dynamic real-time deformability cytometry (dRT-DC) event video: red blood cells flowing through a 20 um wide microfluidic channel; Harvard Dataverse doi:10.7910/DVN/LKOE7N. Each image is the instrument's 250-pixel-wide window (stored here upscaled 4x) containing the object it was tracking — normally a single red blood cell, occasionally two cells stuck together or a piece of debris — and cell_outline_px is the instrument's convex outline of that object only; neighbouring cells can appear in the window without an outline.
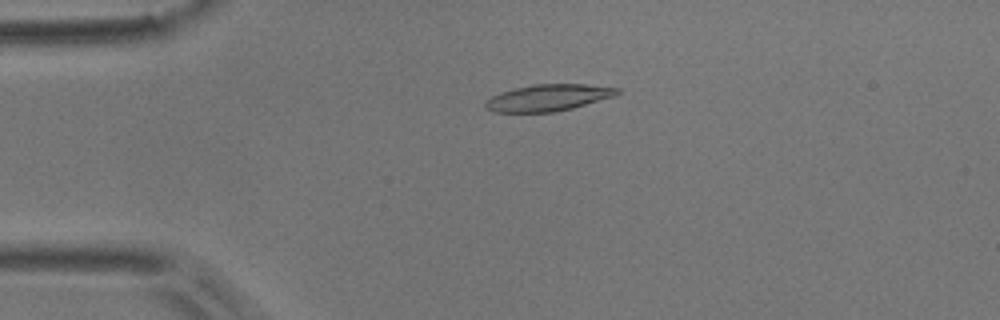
{"species": "common noctule bat (a hibernating species)", "species_latin": "Nyctalus noctula", "temperature_condition": "room temperature", "stored_images_in_passage": 3, "camera_frame_rate_fps": 3000, "um_per_image_px": 0.085, "animal": {"sex": "male", "body_mass_g": 17.9}, "frame": {"image": 1, "passage_image": 1, "time_ms": 0.0, "image_size_px": [1000, 320], "cell_outline_px": [[620, 92], [612, 96], [572, 108], [552, 112], [492, 112], [484, 108], [484, 104], [492, 96], [500, 92], [516, 88], [536, 84], [584, 84], [620, 88]], "centroid_in_image_um": [46.55, 8.3], "position_along_channel_um": 38.4, "area_um2": 20.17}}
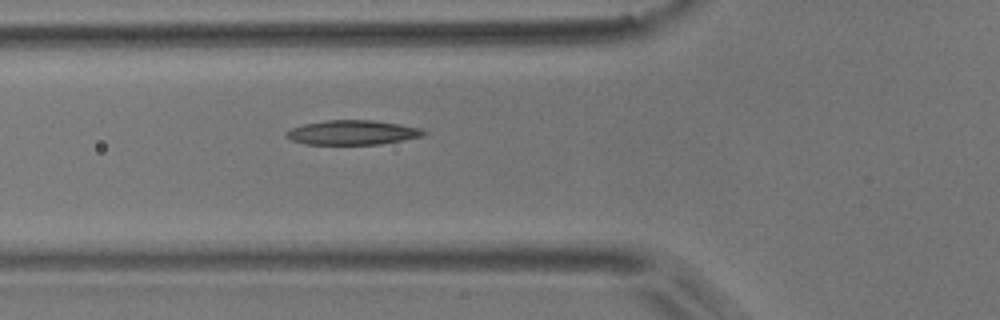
{"frame": {"image": 2, "passage_image": 3, "time_ms": 0.667, "image_size_px": [1000, 320], "cell_outline_px": [[428, 132], [424, 136], [404, 140], [380, 144], [304, 144], [292, 140], [284, 136], [284, 132], [292, 128], [304, 124], [324, 120], [376, 120], [400, 124], [420, 128]], "centroid_in_image_um": [29.97, 11.26], "position_along_channel_um": 95.8, "area_um2": 19.77}}